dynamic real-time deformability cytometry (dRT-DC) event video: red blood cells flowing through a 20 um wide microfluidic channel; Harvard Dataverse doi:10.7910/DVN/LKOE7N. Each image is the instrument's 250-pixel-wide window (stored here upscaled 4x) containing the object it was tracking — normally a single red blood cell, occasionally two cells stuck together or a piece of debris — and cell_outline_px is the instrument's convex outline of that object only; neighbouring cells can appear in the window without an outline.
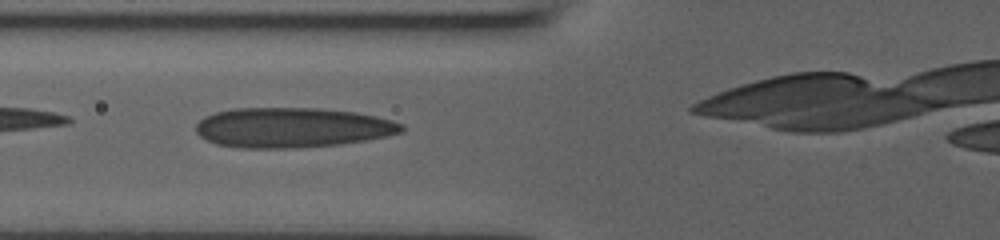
{"species": "human", "species_latin": "Homo sapiens", "temperature_condition": "room temperature", "stored_images_in_passage": 30, "camera_frame_rate_fps": 3000, "um_per_image_px": 0.085, "donor": {"sex": "male"}, "frame": {"image": 1, "passage_image": 6, "time_ms": 1.667, "image_size_px": [1000, 240], "cell_outline_px": [[404, 132], [364, 140], [340, 144], [300, 148], [240, 148], [216, 144], [200, 136], [196, 132], [196, 124], [204, 116], [216, 112], [236, 108], [316, 108], [356, 112], [376, 116], [392, 120], [404, 124]], "centroid_in_image_um": [24.83, 10.84], "position_along_channel_um": 101.0, "area_um2": 48.03}}
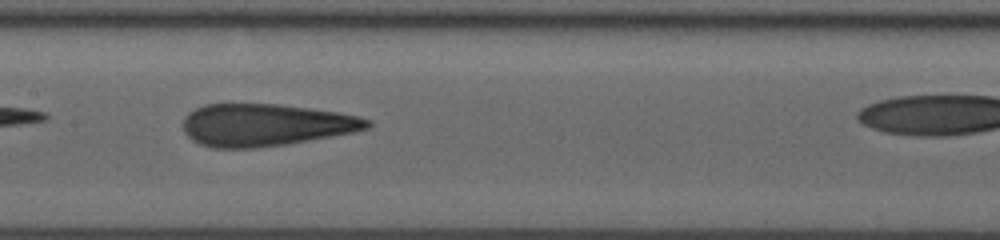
{"frame": {"image": 2, "passage_image": 12, "time_ms": 3.667, "image_size_px": [1000, 240], "cell_outline_px": [[372, 124], [368, 128], [352, 132], [288, 144], [252, 148], [212, 148], [200, 144], [192, 140], [184, 132], [184, 116], [188, 112], [204, 104], [276, 104], [308, 108], [336, 112], [356, 116], [372, 120]], "centroid_in_image_um": [22.53, 10.62], "position_along_channel_um": 184.9, "area_um2": 45.2}}
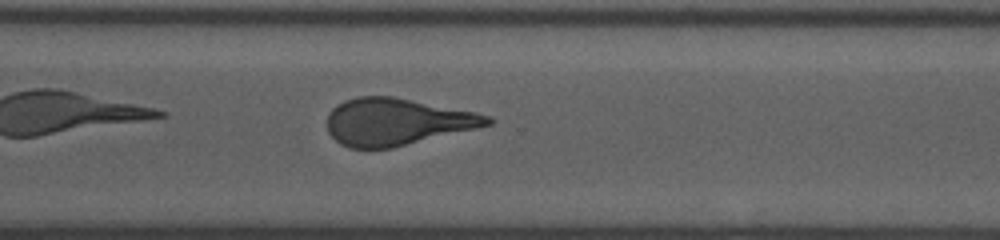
{"frame": {"image": 3, "passage_image": 23, "time_ms": 7.333, "image_size_px": [1000, 240], "cell_outline_px": [[492, 124], [476, 128], [392, 148], [348, 148], [340, 144], [328, 132], [328, 116], [332, 108], [336, 104], [344, 100], [360, 96], [392, 96], [476, 112], [492, 116]], "centroid_in_image_um": [33.71, 10.35], "position_along_channel_um": 336.9, "area_um2": 43.75}}